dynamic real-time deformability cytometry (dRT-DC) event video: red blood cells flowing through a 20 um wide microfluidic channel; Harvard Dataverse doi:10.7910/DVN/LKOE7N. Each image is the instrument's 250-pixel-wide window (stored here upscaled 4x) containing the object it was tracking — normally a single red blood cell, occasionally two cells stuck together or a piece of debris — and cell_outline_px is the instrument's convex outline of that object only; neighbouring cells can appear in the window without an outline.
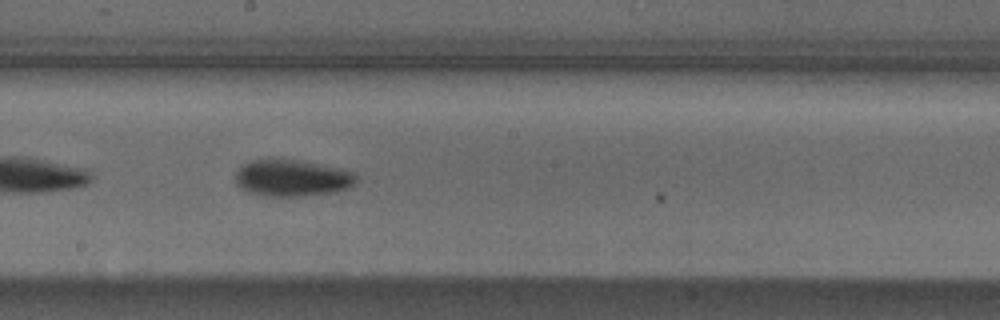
{"species": "Egyptian fruit bat (a non-hibernating species)", "species_latin": "Rousettus aegyptiacus", "temperature_condition": "cold", "stored_images_in_passage": 50, "camera_frame_rate_fps": 3000, "um_per_image_px": 0.085, "animal": {"sex": "male"}, "frame": {"image": 1, "passage_image": 29, "time_ms": 9.333, "image_size_px": [1000, 320], "cell_outline_px": [[356, 180], [348, 188], [332, 192], [296, 196], [268, 196], [248, 192], [240, 188], [236, 184], [236, 172], [244, 164], [252, 160], [268, 156], [300, 160], [336, 168], [352, 172], [356, 176]], "centroid_in_image_um": [24.74, 15.09], "position_along_channel_um": 223.5, "area_um2": 25.89}}
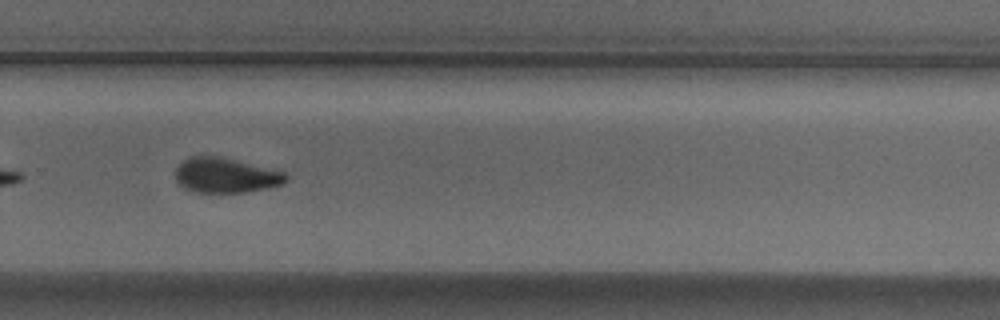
{"frame": {"image": 2, "passage_image": 36, "time_ms": 11.667, "image_size_px": [1000, 320], "cell_outline_px": [[288, 180], [284, 184], [268, 188], [248, 192], [196, 192], [184, 188], [176, 180], [176, 168], [184, 160], [192, 156], [220, 156], [284, 172], [288, 176]], "centroid_in_image_um": [19.21, 14.91], "position_along_channel_um": 310.6, "area_um2": 22.43}}